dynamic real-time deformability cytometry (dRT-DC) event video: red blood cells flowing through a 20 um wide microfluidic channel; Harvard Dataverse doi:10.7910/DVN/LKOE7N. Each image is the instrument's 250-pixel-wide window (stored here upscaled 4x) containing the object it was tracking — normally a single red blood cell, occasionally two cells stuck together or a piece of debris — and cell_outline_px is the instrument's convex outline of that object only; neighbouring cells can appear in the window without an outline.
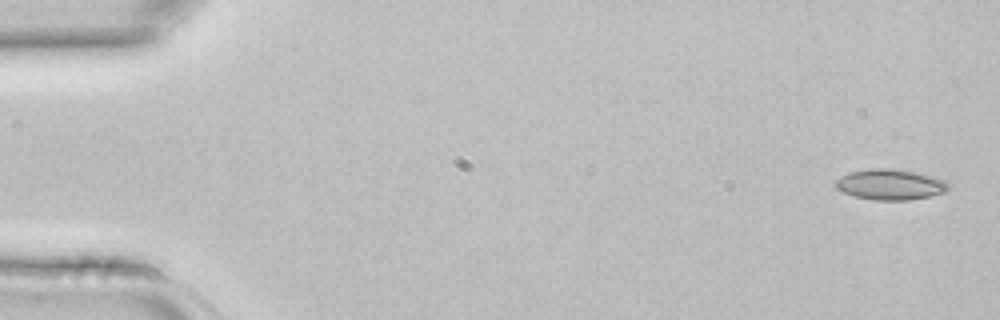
{"species": "common noctule bat (a hibernating species)", "species_latin": "Nyctalus noctula", "temperature_condition": "room temperature", "stored_images_in_passage": 4, "camera_frame_rate_fps": 3000, "um_per_image_px": 0.085, "animal": {"sex": "female", "body_mass_g": 22.7, "forearm_length_mm": 54.2}, "frame": {"image": 1, "passage_image": 1, "time_ms": 0.0, "image_size_px": [1000, 320], "cell_outline_px": [[952, 188], [944, 192], [928, 196], [908, 200], [872, 200], [852, 196], [836, 188], [832, 184], [840, 176], [848, 172], [868, 168], [892, 168], [912, 172], [944, 180]], "centroid_in_image_um": [75.59, 15.68], "position_along_channel_um": 9.4, "area_um2": 20.17}}
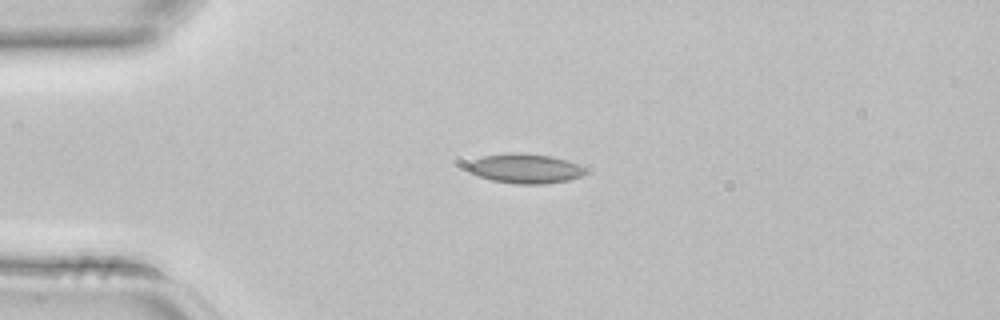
{"frame": {"image": 2, "passage_image": 3, "time_ms": 0.667, "image_size_px": [1000, 320], "cell_outline_px": [[584, 172], [580, 176], [568, 180], [548, 184], [516, 184], [492, 180], [480, 176], [472, 172], [468, 168], [468, 164], [472, 160], [484, 156], [552, 156], [568, 160], [580, 164], [584, 168]], "centroid_in_image_um": [44.7, 14.38], "position_along_channel_um": 40.3, "area_um2": 19.13}}
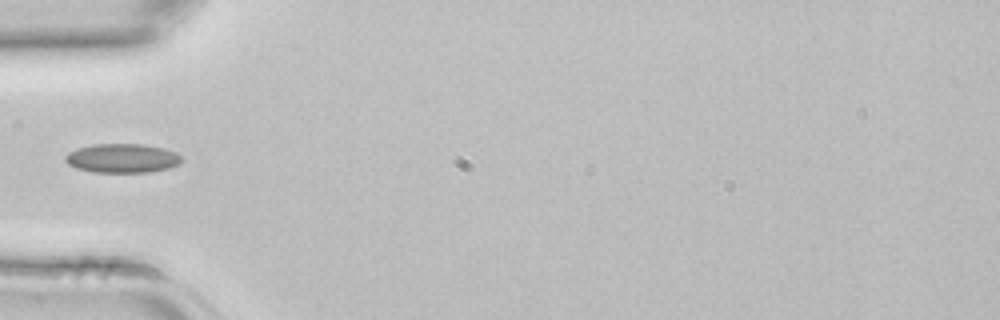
{"frame": {"image": 3, "passage_image": 4, "time_ms": 1.0, "image_size_px": [1000, 320], "cell_outline_px": [[180, 164], [168, 168], [148, 172], [92, 172], [76, 168], [68, 164], [64, 160], [64, 156], [68, 152], [76, 148], [92, 144], [140, 144], [164, 148], [176, 152], [180, 156]], "centroid_in_image_um": [10.34, 13.44], "position_along_channel_um": 74.7, "area_um2": 19.77}}